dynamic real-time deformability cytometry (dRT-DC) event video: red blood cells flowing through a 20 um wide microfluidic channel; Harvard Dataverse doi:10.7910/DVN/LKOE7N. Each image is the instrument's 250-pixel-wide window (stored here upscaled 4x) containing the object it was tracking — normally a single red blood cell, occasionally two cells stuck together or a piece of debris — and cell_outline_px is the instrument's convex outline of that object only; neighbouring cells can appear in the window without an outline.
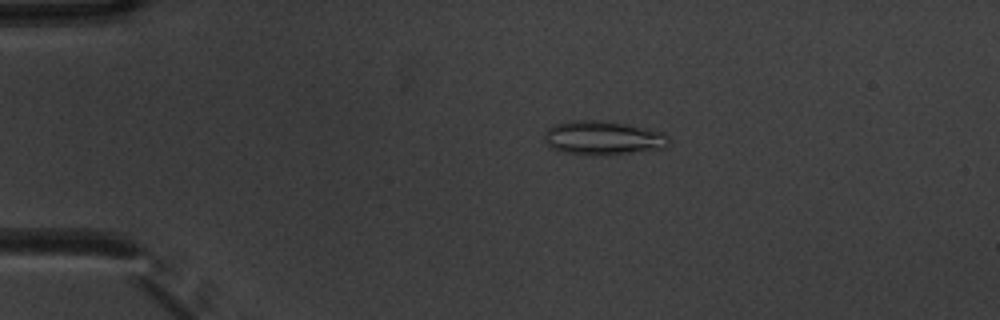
{"species": "common noctule bat (a hibernating species)", "species_latin": "Nyctalus noctula", "temperature_condition": "warm", "stored_images_in_passage": 54, "camera_frame_rate_fps": 3000, "um_per_image_px": 0.085, "animal": {"sex": "male", "body_mass_g": 20.1, "forearm_length_mm": 53.5}, "frame": {"image": 1, "passage_image": 12, "time_ms": 3.667, "image_size_px": [1000, 320], "cell_outline_px": [[668, 140], [664, 148], [596, 156], [592, 156], [564, 152], [552, 148], [544, 140], [544, 132], [548, 128], [556, 124], [572, 120], [608, 120], [664, 132], [668, 136]], "centroid_in_image_um": [51.22, 11.71], "position_along_channel_um": 33.8, "area_um2": 24.62}}
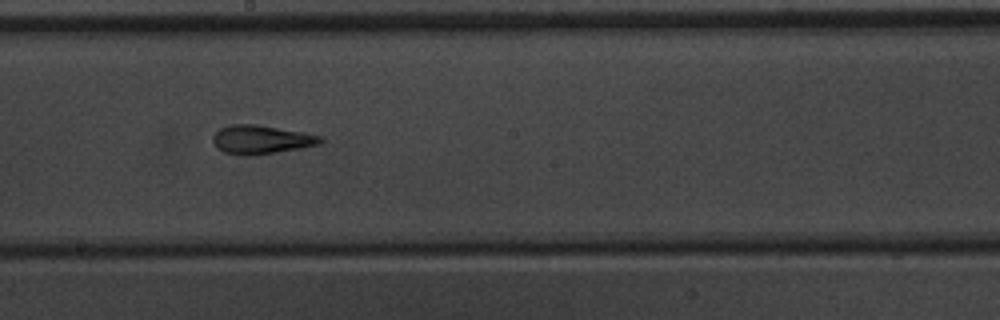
{"frame": {"image": 2, "passage_image": 31, "time_ms": 10.0, "image_size_px": [1000, 320], "cell_outline_px": [[324, 140], [320, 144], [300, 148], [252, 156], [240, 156], [224, 152], [216, 148], [212, 140], [212, 136], [220, 128], [228, 124], [256, 124], [304, 132], [320, 136]], "centroid_in_image_um": [22.16, 11.87], "position_along_channel_um": 226.0, "area_um2": 18.21}}
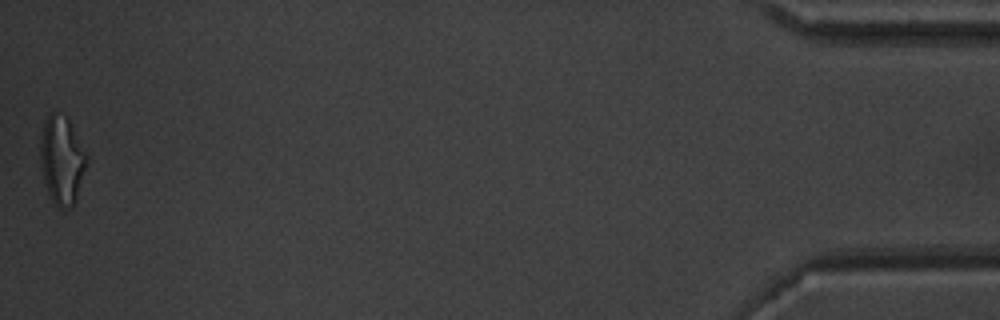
{"frame": {"image": 3, "passage_image": 54, "time_ms": 17.667, "image_size_px": [1000, 320], "cell_outline_px": [[88, 160], [76, 200], [64, 212], [52, 200], [48, 192], [44, 180], [40, 160], [40, 140], [44, 124], [48, 116], [52, 112], [68, 120], [88, 156]], "centroid_in_image_um": [5.26, 13.67], "position_along_channel_um": 429.9, "area_um2": 23.35}, "authors_computed_cell_mechanics": {"area_um2": 18.6983, "velocity_mm_per_s": 3.822, "shape_relaxation_time_tau1_ms": 4.4508, "shape_relaxation_time_tau2_ms": 2.1541, "deformation_change_tau1": 0.1756, "deformation_change_tau2": 0.1319}}